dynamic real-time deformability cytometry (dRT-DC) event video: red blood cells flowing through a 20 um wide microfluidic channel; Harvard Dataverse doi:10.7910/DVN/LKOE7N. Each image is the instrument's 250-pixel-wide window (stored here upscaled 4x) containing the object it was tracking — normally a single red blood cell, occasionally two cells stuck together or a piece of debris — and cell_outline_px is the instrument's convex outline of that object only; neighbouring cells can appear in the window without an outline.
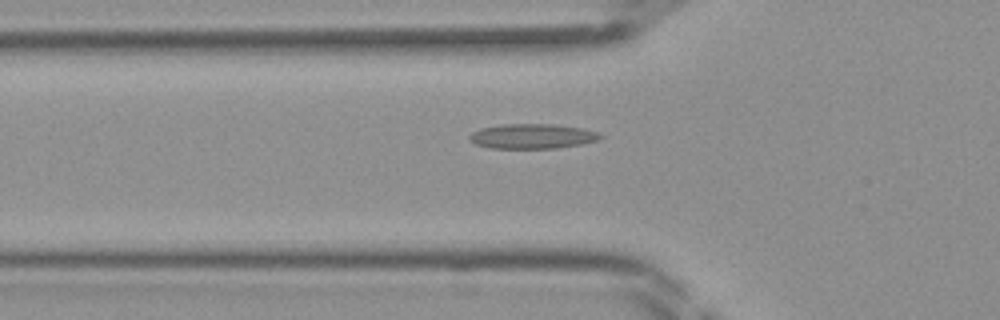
{"species": "Egyptian fruit bat (a non-hibernating species)", "species_latin": "Rousettus aegyptiacus", "temperature_condition": "room temperature", "stored_images_in_passage": 30, "camera_frame_rate_fps": 3000, "um_per_image_px": 0.085, "frame": {"image": 1, "passage_image": 4, "time_ms": 1.0, "image_size_px": [1000, 320], "cell_outline_px": [[604, 136], [600, 140], [580, 144], [556, 148], [488, 148], [476, 144], [468, 140], [468, 136], [472, 132], [480, 128], [504, 124], [552, 124], [584, 128], [600, 132]], "centroid_in_image_um": [45.26, 11.58], "position_along_channel_um": 80.5, "area_um2": 19.13}}
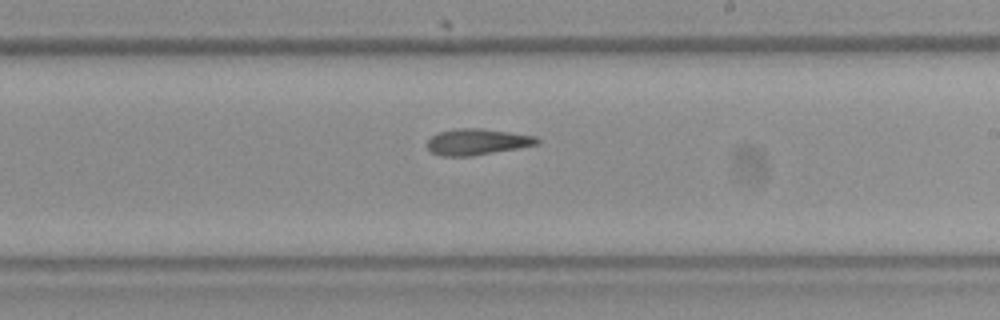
{"frame": {"image": 2, "passage_image": 15, "time_ms": 4.667, "image_size_px": [1000, 320], "cell_outline_px": [[540, 144], [472, 156], [440, 156], [432, 152], [428, 148], [428, 140], [436, 132], [456, 128], [484, 128], [536, 136], [540, 140]], "centroid_in_image_um": [40.56, 12.04], "position_along_channel_um": 248.4, "area_um2": 16.88}}
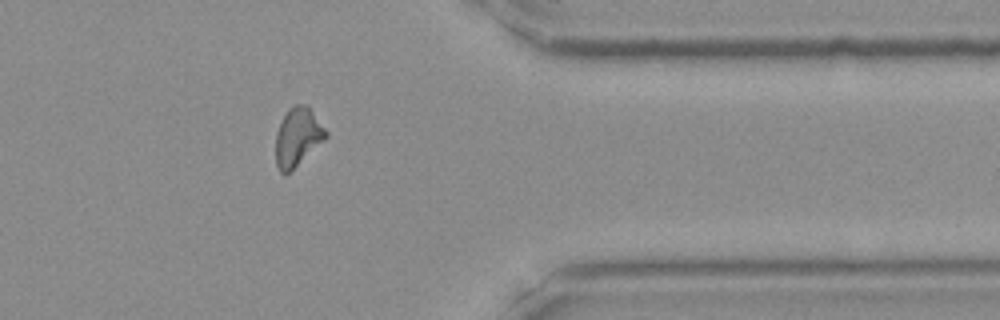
{"frame": {"image": 3, "passage_image": 25, "time_ms": 8.0, "image_size_px": [1000, 320], "cell_outline_px": [[328, 136], [292, 172], [284, 176], [280, 172], [276, 164], [276, 132], [288, 108], [296, 104], [308, 104], [328, 132]], "centroid_in_image_um": [25.31, 11.67], "position_along_channel_um": 386.1, "area_um2": 17.4}}